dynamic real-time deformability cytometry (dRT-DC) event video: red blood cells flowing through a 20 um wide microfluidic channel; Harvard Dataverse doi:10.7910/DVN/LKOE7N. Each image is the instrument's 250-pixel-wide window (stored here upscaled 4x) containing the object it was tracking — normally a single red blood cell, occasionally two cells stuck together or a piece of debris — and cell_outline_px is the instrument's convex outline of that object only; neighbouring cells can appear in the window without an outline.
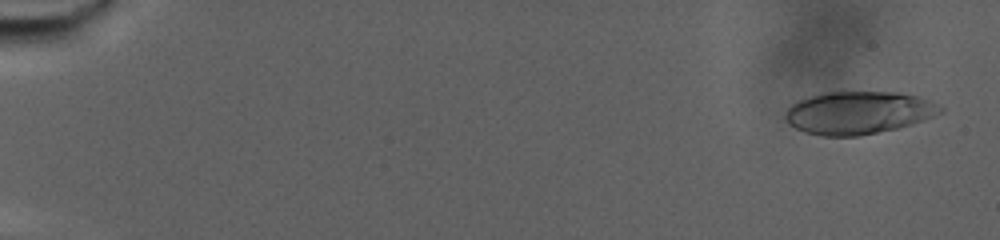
{"species": "human", "species_latin": "Homo sapiens", "temperature_condition": "warm", "stored_images_in_passage": 50, "camera_frame_rate_fps": 3000, "um_per_image_px": 0.085, "donor": {"sex": "male"}, "frame": {"image": 1, "passage_image": 3, "time_ms": 0.667, "image_size_px": [1000, 240], "cell_outline_px": [[944, 112], [924, 120], [896, 128], [860, 136], [820, 136], [804, 132], [788, 124], [784, 116], [788, 108], [792, 104], [800, 100], [824, 92], [896, 92], [920, 96], [944, 108]], "centroid_in_image_um": [72.97, 9.58], "position_along_channel_um": 12.0, "area_um2": 38.55}}
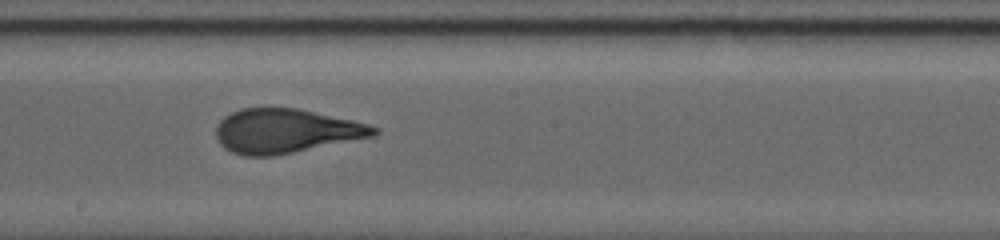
{"frame": {"image": 2, "passage_image": 29, "time_ms": 9.333, "image_size_px": [1000, 240], "cell_outline_px": [[380, 132], [376, 136], [272, 156], [244, 156], [232, 152], [224, 148], [220, 144], [216, 136], [216, 124], [224, 116], [240, 108], [296, 108], [352, 120], [368, 124], [380, 128]], "centroid_in_image_um": [24.28, 11.13], "position_along_channel_um": 223.9, "area_um2": 40.69}}
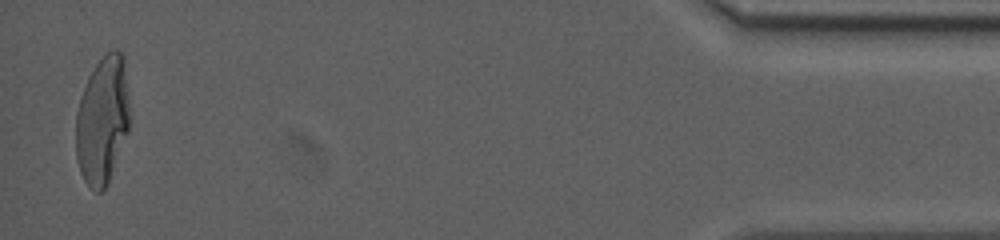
{"frame": {"image": 3, "passage_image": 50, "time_ms": 16.333, "image_size_px": [1000, 240], "cell_outline_px": [[128, 132], [108, 180], [104, 188], [100, 192], [96, 192], [84, 180], [80, 172], [76, 156], [76, 112], [80, 96], [88, 76], [96, 64], [112, 48], [116, 48], [124, 52], [128, 100]], "centroid_in_image_um": [8.69, 10.16], "position_along_channel_um": 426.5, "area_um2": 39.88}, "authors_computed_cell_mechanics": {"area_um2": 39.7664, "velocity_mm_per_s": 4.0228, "shape_relaxation_time_tau1_ms": 3.8111, "shape_relaxation_time_tau2_ms": null, "deformation_change_tau1": 0.2146, "deformation_change_tau2": null}}